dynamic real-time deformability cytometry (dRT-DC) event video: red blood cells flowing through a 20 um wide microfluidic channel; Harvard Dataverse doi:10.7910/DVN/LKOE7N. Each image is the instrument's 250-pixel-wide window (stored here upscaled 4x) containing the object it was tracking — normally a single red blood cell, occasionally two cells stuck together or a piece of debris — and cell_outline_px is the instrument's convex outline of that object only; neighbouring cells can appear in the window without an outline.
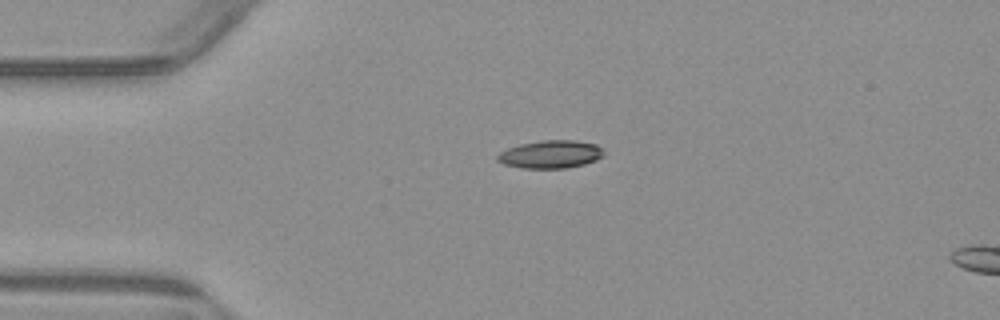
{"species": "common noctule bat (a hibernating species)", "species_latin": "Nyctalus noctula", "temperature_condition": "warm", "stored_images_in_passage": 4, "camera_frame_rate_fps": 3000, "um_per_image_px": 0.085, "animal": {"sex": "male", "body_mass_g": 23.1, "forearm_length_mm": 52.7}, "frame": {"image": 1, "passage_image": 1, "time_ms": 0.0, "image_size_px": [1000, 320], "cell_outline_px": [[604, 156], [596, 160], [584, 164], [564, 168], [524, 168], [504, 164], [496, 160], [496, 156], [500, 152], [508, 148], [520, 144], [544, 140], [572, 140], [596, 144], [604, 152]], "centroid_in_image_um": [46.79, 13.11], "position_along_channel_um": 38.2, "area_um2": 17.17}}